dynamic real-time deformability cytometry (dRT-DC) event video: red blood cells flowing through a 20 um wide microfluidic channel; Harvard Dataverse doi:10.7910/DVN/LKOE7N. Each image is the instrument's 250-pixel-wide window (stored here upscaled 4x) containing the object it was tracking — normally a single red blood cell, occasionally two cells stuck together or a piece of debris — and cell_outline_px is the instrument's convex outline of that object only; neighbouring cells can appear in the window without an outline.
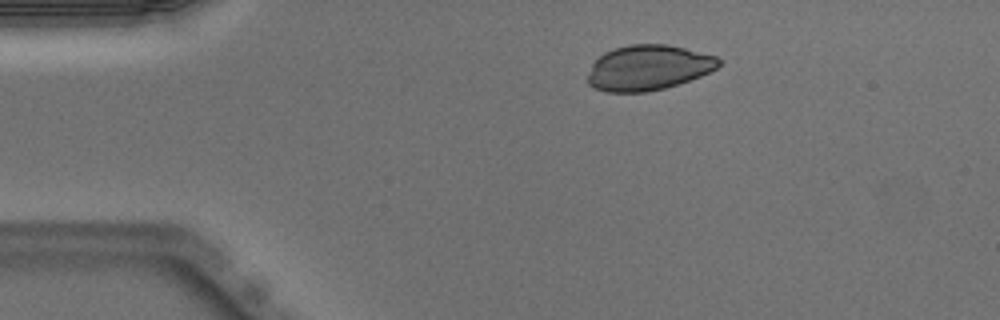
{"species": "Egyptian fruit bat (a non-hibernating species)", "species_latin": "Rousettus aegyptiacus", "temperature_condition": "warm", "stored_images_in_passage": 2, "camera_frame_rate_fps": 3000, "um_per_image_px": 0.085, "animal": {"sex": "male"}, "frame": {"image": 1, "passage_image": 1, "time_ms": 0.0, "image_size_px": [1000, 320], "cell_outline_px": [[720, 64], [716, 68], [700, 76], [664, 88], [644, 92], [604, 92], [592, 88], [588, 84], [588, 76], [592, 64], [604, 52], [628, 44], [664, 44], [684, 48], [716, 56], [720, 60]], "centroid_in_image_um": [55.06, 5.76], "position_along_channel_um": 29.9, "area_um2": 34.28}}